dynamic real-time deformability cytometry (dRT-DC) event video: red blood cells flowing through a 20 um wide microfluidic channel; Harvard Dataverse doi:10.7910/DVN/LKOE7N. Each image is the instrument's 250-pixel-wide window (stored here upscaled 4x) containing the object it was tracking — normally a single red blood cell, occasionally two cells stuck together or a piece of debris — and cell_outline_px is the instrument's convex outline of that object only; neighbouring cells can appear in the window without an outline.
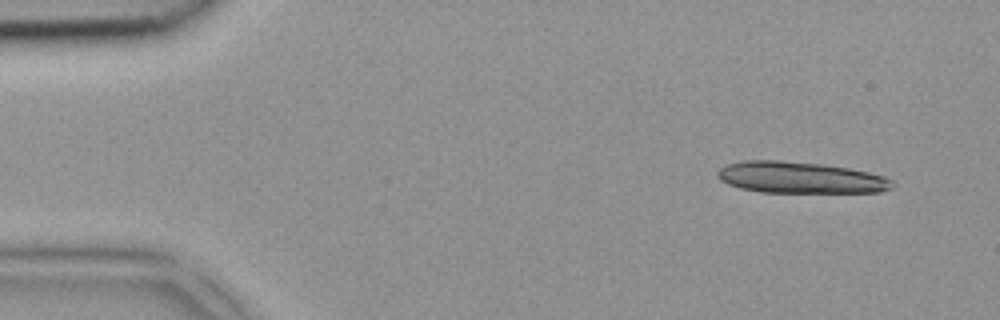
{"species": "common noctule bat (a hibernating species)", "species_latin": "Nyctalus noctula", "temperature_condition": "room temperature", "stored_images_in_passage": 2, "segment_of_instrument_passage": [2, 2], "camera_frame_rate_fps": 3000, "um_per_image_px": 0.085, "animal": {"sex": "female", "body_mass_g": 18.4}, "frame": {"image": 1, "passage_image": 2, "time_ms": 0.333, "image_size_px": [1000, 320], "cell_outline_px": [[892, 188], [880, 192], [760, 192], [740, 188], [728, 184], [720, 180], [716, 176], [716, 172], [720, 168], [728, 164], [744, 160], [780, 160], [824, 164], [848, 168], [868, 172], [884, 176], [892, 180]], "centroid_in_image_um": [67.99, 15.09], "position_along_channel_um": 17.0, "area_um2": 32.08}}